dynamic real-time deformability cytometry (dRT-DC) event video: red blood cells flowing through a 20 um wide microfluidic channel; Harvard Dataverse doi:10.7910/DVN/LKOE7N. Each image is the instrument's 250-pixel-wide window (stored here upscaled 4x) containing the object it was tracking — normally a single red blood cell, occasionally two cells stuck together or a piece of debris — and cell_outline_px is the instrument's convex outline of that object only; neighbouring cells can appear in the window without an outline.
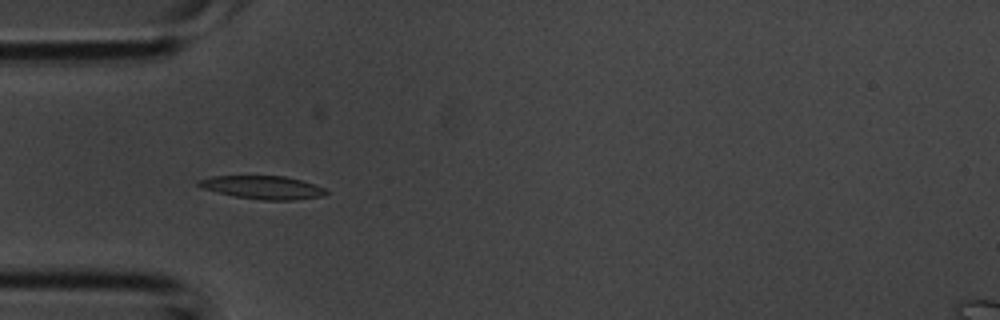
{"species": "common noctule bat (a hibernating species)", "species_latin": "Nyctalus noctula", "temperature_condition": "room temperature", "stored_images_in_passage": 4, "camera_frame_rate_fps": 3000, "um_per_image_px": 0.085, "animal": {"sex": "male", "body_mass_g": 20.1, "forearm_length_mm": 53.5}, "frame": {"image": 1, "passage_image": 3, "time_ms": 0.667, "image_size_px": [1000, 320], "cell_outline_px": [[328, 192], [324, 196], [296, 200], [264, 200], [236, 196], [204, 188], [196, 184], [196, 180], [212, 176], [284, 176], [300, 180], [324, 188]], "centroid_in_image_um": [22.35, 15.93], "position_along_channel_um": 62.7, "area_um2": 16.99}}